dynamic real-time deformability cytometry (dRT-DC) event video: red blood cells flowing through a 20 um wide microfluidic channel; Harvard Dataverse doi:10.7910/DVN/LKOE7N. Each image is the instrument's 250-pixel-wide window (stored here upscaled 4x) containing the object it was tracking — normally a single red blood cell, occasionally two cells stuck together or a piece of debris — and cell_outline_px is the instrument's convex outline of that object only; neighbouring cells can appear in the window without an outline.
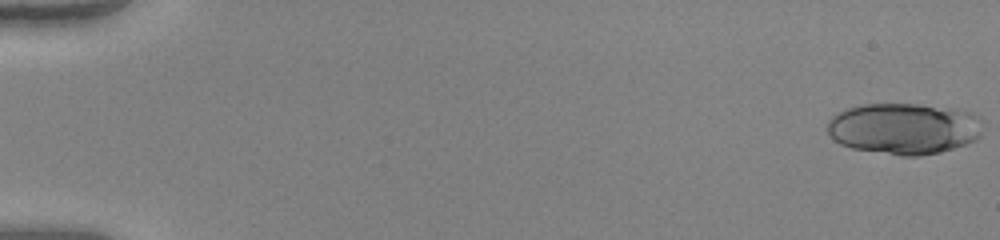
{"species": "human", "species_latin": "Homo sapiens", "temperature_condition": "warm", "stored_images_in_passage": 52, "segment_of_instrument_passage": [1, 2], "camera_frame_rate_fps": 3000, "um_per_image_px": 0.085, "donor": {"sex": "female"}, "frame": {"image": 1, "passage_image": 1, "time_ms": 0.0, "image_size_px": [1000, 240], "cell_outline_px": [[984, 120], [980, 136], [976, 140], [940, 152], [920, 156], [900, 156], [852, 148], [840, 144], [832, 140], [828, 132], [828, 120], [832, 116], [848, 108], [864, 104], [916, 104], [956, 108], [972, 112], [980, 116]], "centroid_in_image_um": [76.88, 10.92], "position_along_channel_um": 8.1, "area_um2": 46.93}}
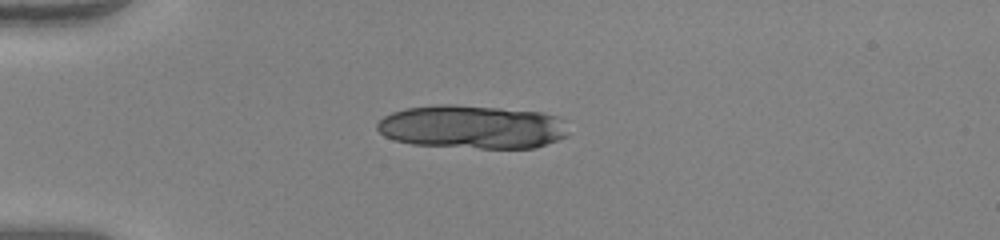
{"frame": {"image": 2, "passage_image": 15, "time_ms": 4.667, "image_size_px": [1000, 240], "cell_outline_px": [[568, 136], [532, 148], [480, 148], [412, 144], [392, 140], [384, 136], [376, 128], [376, 124], [384, 116], [392, 112], [404, 108], [436, 104], [456, 104], [500, 108], [540, 112], [556, 116], [564, 120], [568, 132]], "centroid_in_image_um": [40.09, 10.78], "position_along_channel_um": 44.9, "area_um2": 48.67}}